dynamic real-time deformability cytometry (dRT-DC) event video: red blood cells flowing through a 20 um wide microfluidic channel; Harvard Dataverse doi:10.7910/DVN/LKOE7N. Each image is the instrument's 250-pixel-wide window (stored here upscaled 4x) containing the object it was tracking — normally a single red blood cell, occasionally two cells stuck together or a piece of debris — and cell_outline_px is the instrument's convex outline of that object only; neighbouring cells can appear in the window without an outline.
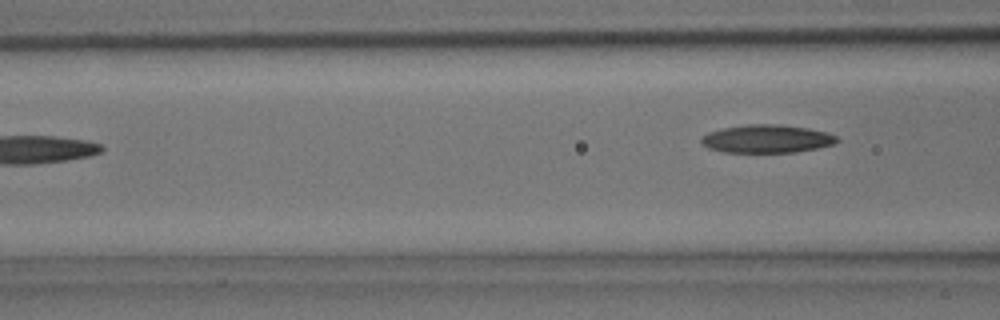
{"species": "common noctule bat (a hibernating species)", "species_latin": "Nyctalus noctula", "temperature_condition": "room temperature", "stored_images_in_passage": 4, "camera_frame_rate_fps": 3000, "um_per_image_px": 0.085, "animal": {"sex": "male", "body_mass_g": 15.6}, "frame": {"image": 1, "passage_image": 4, "time_ms": 1.0, "image_size_px": [1000, 320], "cell_outline_px": [[840, 140], [832, 144], [816, 148], [796, 152], [724, 152], [708, 148], [700, 140], [708, 132], [724, 128], [748, 124], [780, 124], [808, 128], [828, 132], [836, 136]], "centroid_in_image_um": [65.2, 11.79], "position_along_channel_um": 101.4, "area_um2": 22.08}}